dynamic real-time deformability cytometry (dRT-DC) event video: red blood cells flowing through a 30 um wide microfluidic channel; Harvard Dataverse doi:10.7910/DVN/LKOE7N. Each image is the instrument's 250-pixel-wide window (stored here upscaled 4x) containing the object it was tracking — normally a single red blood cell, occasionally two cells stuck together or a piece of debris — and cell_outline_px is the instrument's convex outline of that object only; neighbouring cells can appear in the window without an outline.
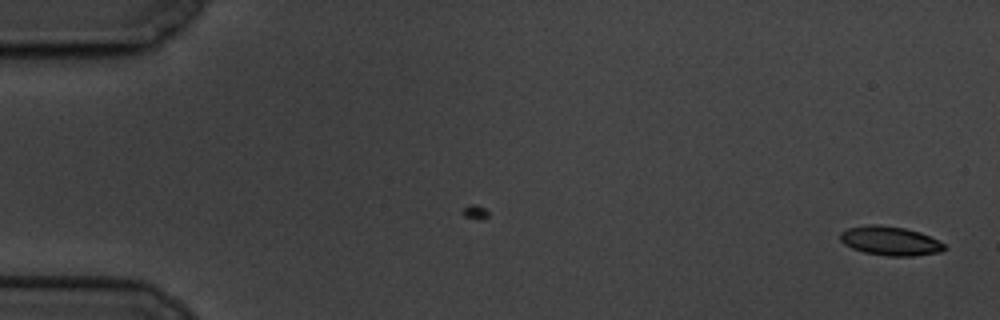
{"species": "common noctule bat (a hibernating species)", "species_latin": "Nyctalus noctula", "temperature_condition": "cold", "stored_images_in_passage": 60, "camera_frame_rate_fps": 3000, "um_per_image_px": 0.085, "animal": {"sex": "male", "body_mass_g": 19.5, "forearm_length_mm": 54.6}, "frame": {"image": 1, "passage_image": 1, "time_ms": 0.0, "image_size_px": [1000, 320], "cell_outline_px": [[948, 248], [940, 252], [912, 256], [888, 256], [864, 252], [852, 248], [844, 244], [840, 240], [840, 232], [848, 228], [868, 224], [880, 224], [904, 228], [920, 232], [944, 244]], "centroid_in_image_um": [75.64, 20.47], "position_along_channel_um": 9.4, "area_um2": 17.63}}
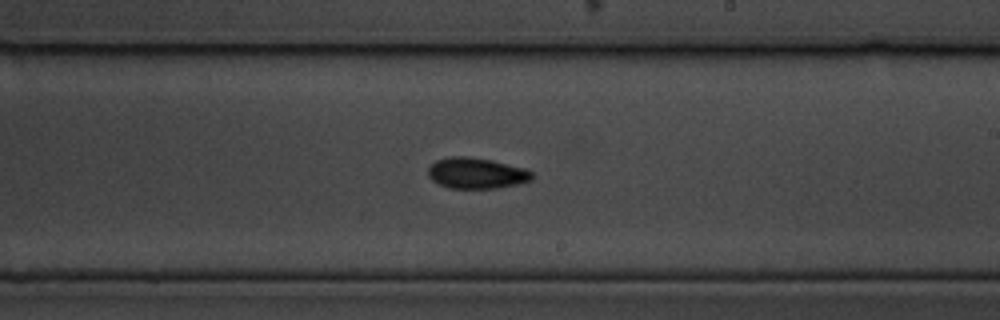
{"frame": {"image": 2, "passage_image": 35, "time_ms": 11.333, "image_size_px": [1000, 320], "cell_outline_px": [[532, 180], [520, 184], [496, 188], [448, 188], [432, 180], [428, 176], [428, 168], [436, 160], [448, 156], [468, 156], [492, 160], [524, 168], [532, 172]], "centroid_in_image_um": [40.49, 14.71], "position_along_channel_um": 248.5, "area_um2": 18.79}}
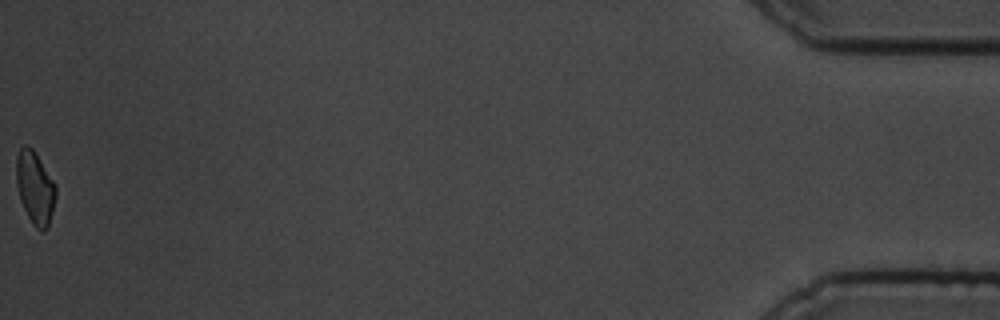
{"frame": {"image": 3, "passage_image": 60, "time_ms": 19.667, "image_size_px": [1000, 320], "cell_outline_px": [[56, 196], [48, 228], [44, 232], [36, 228], [32, 224], [20, 200], [16, 184], [16, 156], [20, 148], [24, 144], [28, 144], [36, 152], [56, 184]], "centroid_in_image_um": [2.98, 15.93], "position_along_channel_um": 432.2, "area_um2": 17.05}, "authors_computed_cell_mechanics": {"area_um2": 17.8891, "velocity_mm_per_s": 3.3353, "shape_relaxation_time_tau1_ms": 6.3163, "shape_relaxation_time_tau2_ms": 5.5122, "deformation_change_tau1": 0.1303, "deformation_change_tau2": 0.0988}}